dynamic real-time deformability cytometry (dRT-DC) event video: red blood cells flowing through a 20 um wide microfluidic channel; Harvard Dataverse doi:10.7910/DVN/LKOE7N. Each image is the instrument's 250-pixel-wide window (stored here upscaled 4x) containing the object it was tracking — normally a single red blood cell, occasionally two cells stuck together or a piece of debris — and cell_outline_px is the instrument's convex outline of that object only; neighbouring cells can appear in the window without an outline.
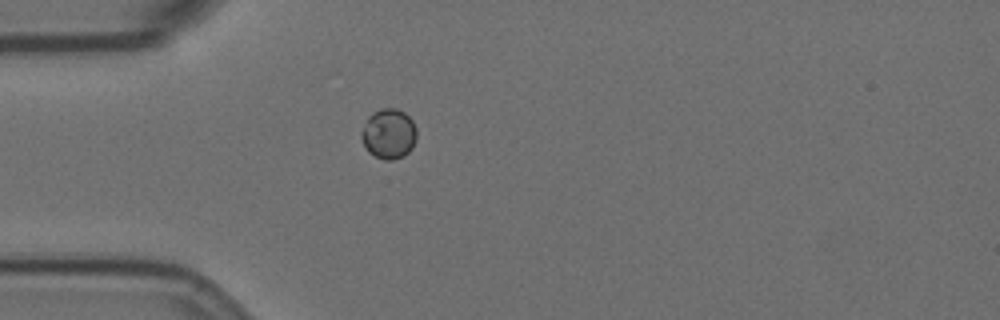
{"species": "Egyptian fruit bat (a non-hibernating species)", "species_latin": "Rousettus aegyptiacus", "temperature_condition": "room temperature", "stored_images_in_passage": 43, "camera_frame_rate_fps": 3000, "um_per_image_px": 0.085, "animal": {"sex": "female"}, "frame": {"image": 1, "passage_image": 1, "time_ms": 0.0, "image_size_px": [1000, 320], "cell_outline_px": [[416, 140], [412, 148], [404, 156], [392, 160], [384, 160], [368, 152], [360, 136], [360, 132], [368, 116], [372, 112], [380, 108], [396, 108], [404, 112], [412, 120], [416, 128]], "centroid_in_image_um": [33.03, 11.36], "position_along_channel_um": 52.0, "area_um2": 16.3}}
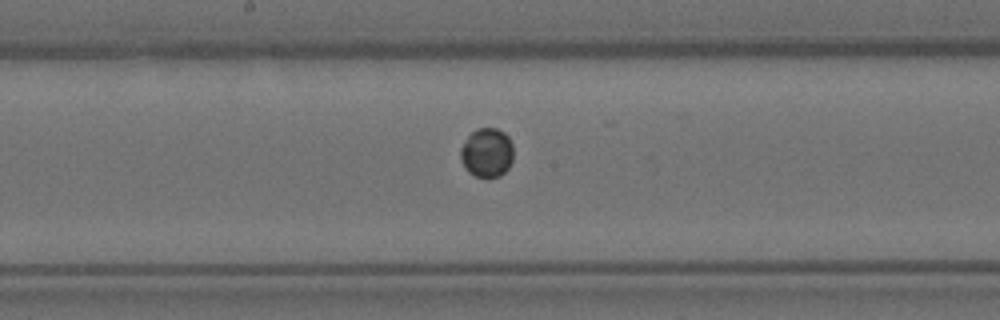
{"frame": {"image": 2, "passage_image": 15, "time_ms": 4.667, "image_size_px": [1000, 320], "cell_outline_px": [[512, 160], [508, 168], [500, 176], [488, 180], [476, 176], [468, 172], [460, 160], [460, 148], [468, 136], [476, 128], [496, 128], [504, 132], [508, 136], [512, 144]], "centroid_in_image_um": [41.37, 13.0], "position_along_channel_um": 206.8, "area_um2": 15.43}}
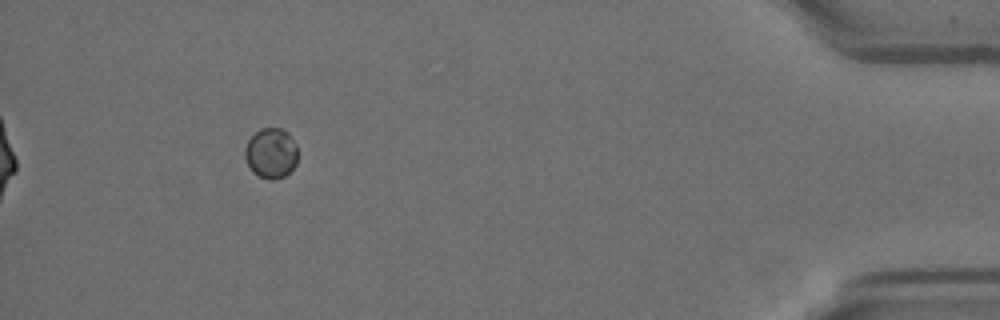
{"frame": {"image": 3, "passage_image": 38, "time_ms": 12.333, "image_size_px": [1000, 320], "cell_outline_px": [[296, 164], [284, 176], [272, 180], [268, 180], [252, 172], [244, 156], [244, 148], [248, 140], [260, 128], [284, 128], [288, 132], [296, 144]], "centroid_in_image_um": [23.02, 13.0], "position_along_channel_um": 412.2, "area_um2": 15.49}}